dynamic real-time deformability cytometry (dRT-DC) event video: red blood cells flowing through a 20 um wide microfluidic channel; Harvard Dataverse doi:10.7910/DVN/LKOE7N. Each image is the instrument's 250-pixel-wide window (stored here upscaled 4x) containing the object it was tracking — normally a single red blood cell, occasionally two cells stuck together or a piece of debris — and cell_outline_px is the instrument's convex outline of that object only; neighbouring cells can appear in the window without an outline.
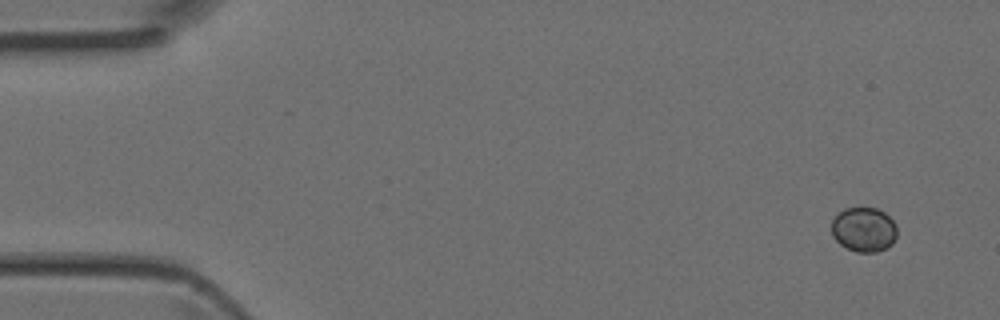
{"species": "Egyptian fruit bat (a non-hibernating species)", "species_latin": "Rousettus aegyptiacus", "temperature_condition": "room temperature", "stored_images_in_passage": 3, "camera_frame_rate_fps": 3000, "um_per_image_px": 0.085, "animal": {"sex": "female"}, "frame": {"image": 1, "passage_image": 1, "time_ms": 0.0, "image_size_px": [1000, 320], "cell_outline_px": [[896, 236], [892, 244], [876, 252], [856, 252], [840, 244], [832, 236], [832, 220], [844, 208], [876, 208], [884, 212], [896, 224]], "centroid_in_image_um": [73.42, 19.51], "position_along_channel_um": 11.6, "area_um2": 16.88}}
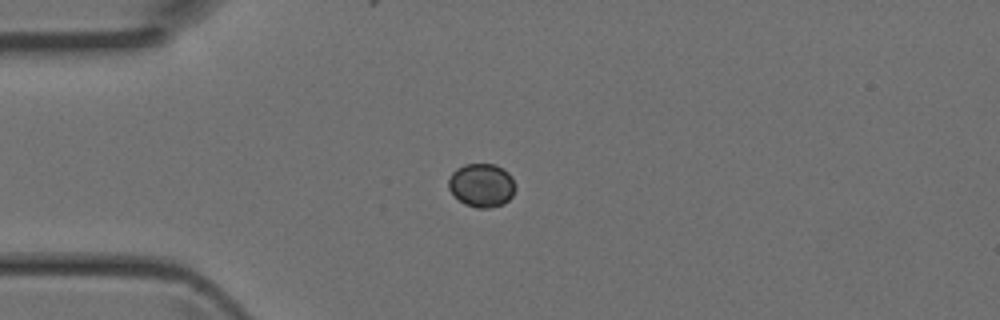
{"frame": {"image": 2, "passage_image": 3, "time_ms": 0.667, "image_size_px": [1000, 320], "cell_outline_px": [[516, 188], [512, 196], [504, 204], [488, 208], [476, 208], [464, 204], [448, 188], [448, 180], [452, 172], [456, 168], [464, 164], [496, 164], [508, 172], [512, 176]], "centroid_in_image_um": [40.95, 15.74], "position_along_channel_um": 44.0, "area_um2": 17.11}}